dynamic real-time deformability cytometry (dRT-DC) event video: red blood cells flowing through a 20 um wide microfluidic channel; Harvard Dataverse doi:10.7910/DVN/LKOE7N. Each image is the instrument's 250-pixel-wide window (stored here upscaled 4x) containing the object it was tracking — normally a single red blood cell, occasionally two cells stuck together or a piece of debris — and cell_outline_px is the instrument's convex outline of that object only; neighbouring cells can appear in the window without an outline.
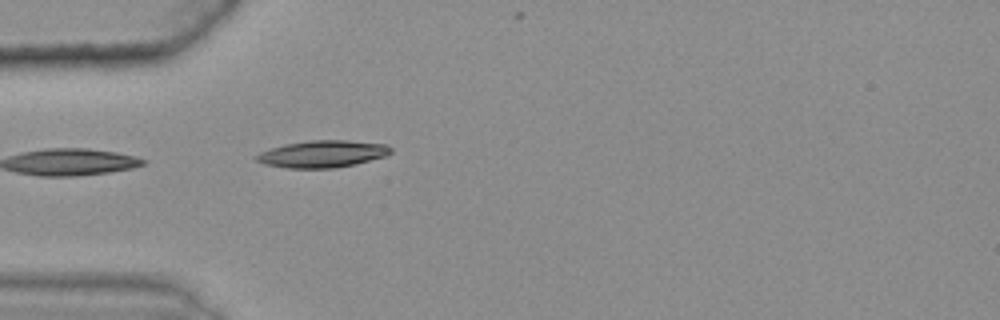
{"species": "common noctule bat (a hibernating species)", "species_latin": "Nyctalus noctula", "temperature_condition": "warm", "stored_images_in_passage": 6, "camera_frame_rate_fps": 3000, "um_per_image_px": 0.085, "animal": {"sex": "female", "body_mass_g": 25.1}, "frame": {"image": 1, "passage_image": 1, "time_ms": 0.0, "image_size_px": [1000, 320], "cell_outline_px": [[392, 152], [384, 156], [356, 164], [336, 168], [288, 168], [264, 164], [256, 160], [252, 156], [260, 152], [284, 144], [312, 140], [348, 140], [388, 144], [392, 148]], "centroid_in_image_um": [27.41, 13.08], "position_along_channel_um": 57.6, "area_um2": 21.27}}